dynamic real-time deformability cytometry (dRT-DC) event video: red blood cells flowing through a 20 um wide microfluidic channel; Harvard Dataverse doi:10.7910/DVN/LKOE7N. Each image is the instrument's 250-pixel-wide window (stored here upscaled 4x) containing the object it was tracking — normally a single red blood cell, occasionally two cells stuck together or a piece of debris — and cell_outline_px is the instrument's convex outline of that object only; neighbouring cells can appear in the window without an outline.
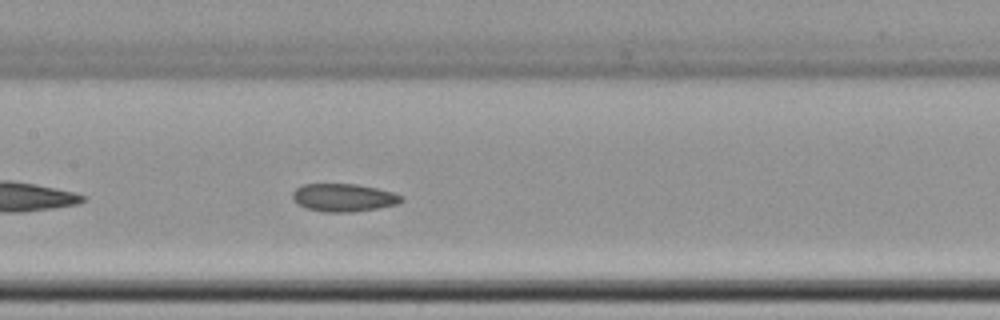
{"species": "common noctule bat (a hibernating species)", "species_latin": "Nyctalus noctula", "temperature_condition": "cold", "stored_images_in_passage": 40, "camera_frame_rate_fps": 3000, "um_per_image_px": 0.085, "animal": {"sex": "female", "body_mass_g": 22.7, "forearm_length_mm": 54.2}, "frame": {"image": 1, "passage_image": 12, "time_ms": 3.667, "image_size_px": [1000, 320], "cell_outline_px": [[404, 200], [396, 204], [376, 208], [352, 212], [324, 212], [308, 208], [296, 204], [292, 200], [292, 192], [296, 188], [304, 184], [356, 184], [376, 188], [392, 192], [404, 196]], "centroid_in_image_um": [29.18, 16.79], "position_along_channel_um": 178.2, "area_um2": 17.69}, "authors_computed_cell_mechanics": {"area_um2": 18.0047, "velocity_mm_per_s": 3.6852, "shape_relaxation_time_tau1_ms": null, "shape_relaxation_time_tau2_ms": 5.2342, "deformation_change_tau1": null, "deformation_change_tau2": 0.1128}}